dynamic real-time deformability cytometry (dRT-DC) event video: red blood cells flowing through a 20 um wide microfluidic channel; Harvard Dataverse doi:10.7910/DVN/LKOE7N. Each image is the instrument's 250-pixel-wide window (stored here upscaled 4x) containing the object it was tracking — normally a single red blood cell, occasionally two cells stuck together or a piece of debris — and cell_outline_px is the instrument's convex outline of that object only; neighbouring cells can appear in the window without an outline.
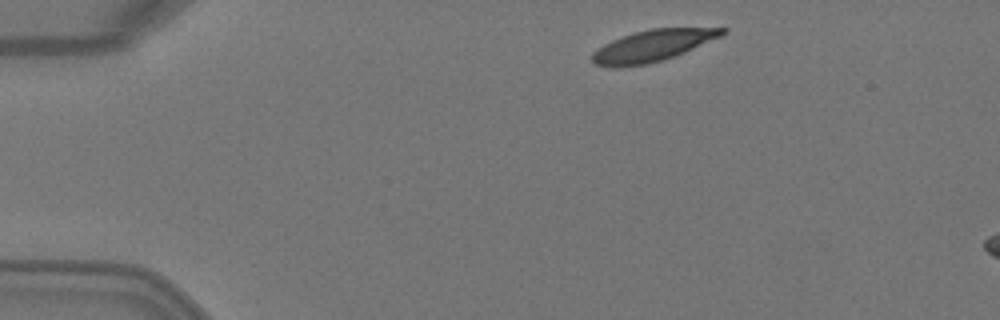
{"species": "Egyptian fruit bat (a non-hibernating species)", "species_latin": "Rousettus aegyptiacus", "temperature_condition": "warm", "stored_images_in_passage": 3, "segment_of_instrument_passage": [1, 2], "camera_frame_rate_fps": 3000, "um_per_image_px": 0.085, "animal": {"sex": "female"}, "frame": {"image": 1, "passage_image": 1, "time_ms": 0.0, "image_size_px": [1000, 320], "cell_outline_px": [[728, 32], [720, 36], [684, 52], [660, 60], [644, 64], [596, 64], [592, 60], [592, 52], [604, 44], [612, 40], [636, 32], [652, 28], [728, 28]], "centroid_in_image_um": [55.54, 3.83], "position_along_channel_um": 29.5, "area_um2": 22.6}}